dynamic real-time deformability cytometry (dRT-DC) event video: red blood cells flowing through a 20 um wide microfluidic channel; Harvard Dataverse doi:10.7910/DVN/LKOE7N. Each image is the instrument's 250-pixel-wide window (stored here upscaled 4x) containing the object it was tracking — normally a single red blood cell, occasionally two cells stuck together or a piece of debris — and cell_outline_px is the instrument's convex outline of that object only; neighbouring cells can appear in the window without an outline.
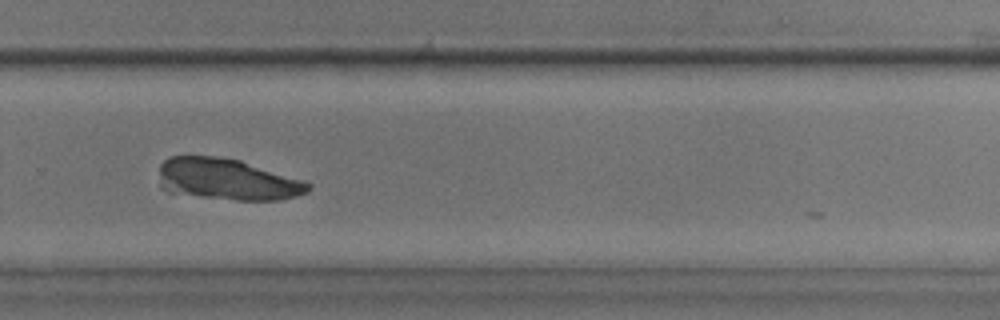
{"species": "common noctule bat (a hibernating species)", "species_latin": "Nyctalus noctula", "temperature_condition": "room temperature", "stored_images_in_passage": 43, "camera_frame_rate_fps": 3000, "um_per_image_px": 0.085, "animal": {"sex": "male", "body_mass_g": 17.9, "forearm_length_mm": 54.2}, "frame": {"image": 1, "passage_image": 34, "time_ms": 11.0, "image_size_px": [1000, 320], "cell_outline_px": [[312, 188], [308, 192], [296, 196], [280, 200], [236, 200], [168, 192], [160, 188], [160, 164], [168, 156], [212, 156], [240, 160], [304, 180], [312, 184]], "centroid_in_image_um": [19.33, 15.24], "position_along_channel_um": 310.5, "area_um2": 36.13}}
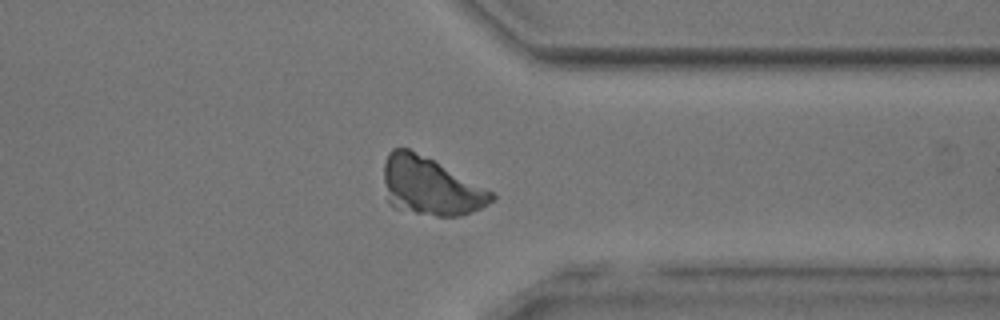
{"frame": {"image": 2, "passage_image": 39, "time_ms": 12.667, "image_size_px": [1000, 320], "cell_outline_px": [[496, 200], [480, 208], [460, 216], [436, 216], [392, 208], [388, 204], [384, 180], [384, 164], [388, 152], [392, 148], [408, 148], [432, 160], [492, 192], [496, 196]], "centroid_in_image_um": [36.54, 15.85], "position_along_channel_um": 374.9, "area_um2": 35.95}}